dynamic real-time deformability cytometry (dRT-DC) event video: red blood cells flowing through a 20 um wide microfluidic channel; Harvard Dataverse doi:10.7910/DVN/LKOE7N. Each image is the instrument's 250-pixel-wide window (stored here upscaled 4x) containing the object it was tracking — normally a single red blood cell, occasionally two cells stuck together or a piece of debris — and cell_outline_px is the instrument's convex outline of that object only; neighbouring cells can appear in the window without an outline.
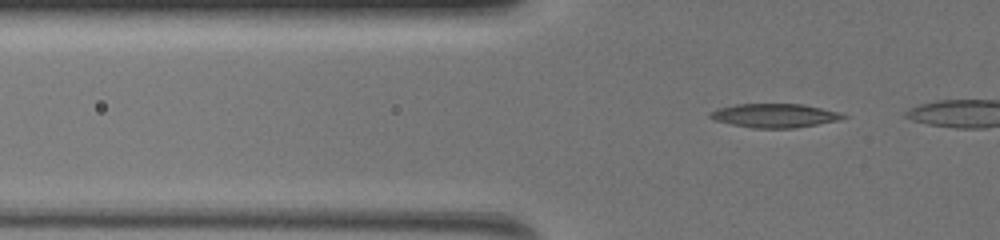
{"species": "common noctule bat (a hibernating species)", "species_latin": "Nyctalus noctula", "temperature_condition": "warm", "stored_images_in_passage": 9, "camera_frame_rate_fps": 3000, "um_per_image_px": 0.085, "animal": {"sex": "female", "body_mass_g": 19.5, "forearm_length_mm": 54.1}, "frame": {"image": 1, "passage_image": 4, "time_ms": 1.0, "image_size_px": [1000, 240], "cell_outline_px": [[848, 116], [840, 120], [796, 128], [752, 128], [712, 120], [708, 116], [708, 112], [716, 108], [736, 104], [804, 104], [840, 112]], "centroid_in_image_um": [65.82, 9.82], "position_along_channel_um": 60.0, "area_um2": 18.73}}